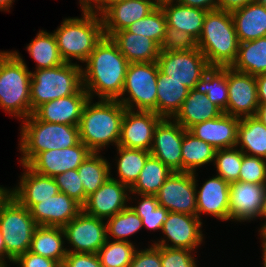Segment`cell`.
Instances as JSON below:
<instances>
[{"label": "cell", "instance_id": "obj_23", "mask_svg": "<svg viewBox=\"0 0 266 267\" xmlns=\"http://www.w3.org/2000/svg\"><path fill=\"white\" fill-rule=\"evenodd\" d=\"M240 118L222 113L219 117L192 126L188 131L216 150L237 147Z\"/></svg>", "mask_w": 266, "mask_h": 267}, {"label": "cell", "instance_id": "obj_4", "mask_svg": "<svg viewBox=\"0 0 266 267\" xmlns=\"http://www.w3.org/2000/svg\"><path fill=\"white\" fill-rule=\"evenodd\" d=\"M82 14L81 18L64 19L53 33L60 55L66 63H72L73 58L84 63L105 36L101 15L96 12Z\"/></svg>", "mask_w": 266, "mask_h": 267}, {"label": "cell", "instance_id": "obj_7", "mask_svg": "<svg viewBox=\"0 0 266 267\" xmlns=\"http://www.w3.org/2000/svg\"><path fill=\"white\" fill-rule=\"evenodd\" d=\"M83 87L82 66L64 63L31 72L30 103L33 112L42 104L76 94Z\"/></svg>", "mask_w": 266, "mask_h": 267}, {"label": "cell", "instance_id": "obj_43", "mask_svg": "<svg viewBox=\"0 0 266 267\" xmlns=\"http://www.w3.org/2000/svg\"><path fill=\"white\" fill-rule=\"evenodd\" d=\"M140 196L138 205L131 206L136 214L141 218L144 227L153 230H161L166 220L168 210L160 206L156 195H138Z\"/></svg>", "mask_w": 266, "mask_h": 267}, {"label": "cell", "instance_id": "obj_35", "mask_svg": "<svg viewBox=\"0 0 266 267\" xmlns=\"http://www.w3.org/2000/svg\"><path fill=\"white\" fill-rule=\"evenodd\" d=\"M195 90L206 94L212 103L225 112L229 97L227 67H210L196 83Z\"/></svg>", "mask_w": 266, "mask_h": 267}, {"label": "cell", "instance_id": "obj_64", "mask_svg": "<svg viewBox=\"0 0 266 267\" xmlns=\"http://www.w3.org/2000/svg\"><path fill=\"white\" fill-rule=\"evenodd\" d=\"M263 217L266 219V207H265V211H264Z\"/></svg>", "mask_w": 266, "mask_h": 267}, {"label": "cell", "instance_id": "obj_19", "mask_svg": "<svg viewBox=\"0 0 266 267\" xmlns=\"http://www.w3.org/2000/svg\"><path fill=\"white\" fill-rule=\"evenodd\" d=\"M91 153L92 151L80 141L73 147L41 152L28 166L39 174L55 177L66 171L78 169Z\"/></svg>", "mask_w": 266, "mask_h": 267}, {"label": "cell", "instance_id": "obj_28", "mask_svg": "<svg viewBox=\"0 0 266 267\" xmlns=\"http://www.w3.org/2000/svg\"><path fill=\"white\" fill-rule=\"evenodd\" d=\"M222 113L224 112L212 103L206 94L192 89L172 119L185 130H189L192 126L219 117Z\"/></svg>", "mask_w": 266, "mask_h": 267}, {"label": "cell", "instance_id": "obj_26", "mask_svg": "<svg viewBox=\"0 0 266 267\" xmlns=\"http://www.w3.org/2000/svg\"><path fill=\"white\" fill-rule=\"evenodd\" d=\"M239 43L266 36V6L257 0L231 12Z\"/></svg>", "mask_w": 266, "mask_h": 267}, {"label": "cell", "instance_id": "obj_51", "mask_svg": "<svg viewBox=\"0 0 266 267\" xmlns=\"http://www.w3.org/2000/svg\"><path fill=\"white\" fill-rule=\"evenodd\" d=\"M13 263L18 264L19 267H61L57 261L34 254L31 251L19 255Z\"/></svg>", "mask_w": 266, "mask_h": 267}, {"label": "cell", "instance_id": "obj_57", "mask_svg": "<svg viewBox=\"0 0 266 267\" xmlns=\"http://www.w3.org/2000/svg\"><path fill=\"white\" fill-rule=\"evenodd\" d=\"M6 249H5V243L3 239L2 232L0 230V263L4 266L7 267L8 265L6 264Z\"/></svg>", "mask_w": 266, "mask_h": 267}, {"label": "cell", "instance_id": "obj_52", "mask_svg": "<svg viewBox=\"0 0 266 267\" xmlns=\"http://www.w3.org/2000/svg\"><path fill=\"white\" fill-rule=\"evenodd\" d=\"M175 2L184 6L200 8L205 11L217 9V0H175Z\"/></svg>", "mask_w": 266, "mask_h": 267}, {"label": "cell", "instance_id": "obj_9", "mask_svg": "<svg viewBox=\"0 0 266 267\" xmlns=\"http://www.w3.org/2000/svg\"><path fill=\"white\" fill-rule=\"evenodd\" d=\"M157 62L129 63L121 97L117 100L128 110L157 114ZM127 98H125V94ZM124 96V97H122Z\"/></svg>", "mask_w": 266, "mask_h": 267}, {"label": "cell", "instance_id": "obj_24", "mask_svg": "<svg viewBox=\"0 0 266 267\" xmlns=\"http://www.w3.org/2000/svg\"><path fill=\"white\" fill-rule=\"evenodd\" d=\"M26 170L23 172L19 186L8 193L13 196L22 206L28 210L39 203V200L52 198L60 192L55 179L33 171L28 165H22Z\"/></svg>", "mask_w": 266, "mask_h": 267}, {"label": "cell", "instance_id": "obj_3", "mask_svg": "<svg viewBox=\"0 0 266 267\" xmlns=\"http://www.w3.org/2000/svg\"><path fill=\"white\" fill-rule=\"evenodd\" d=\"M239 41L231 12L207 11L197 48L210 67H231L238 53Z\"/></svg>", "mask_w": 266, "mask_h": 267}, {"label": "cell", "instance_id": "obj_12", "mask_svg": "<svg viewBox=\"0 0 266 267\" xmlns=\"http://www.w3.org/2000/svg\"><path fill=\"white\" fill-rule=\"evenodd\" d=\"M65 240L73 249L68 252L98 254L107 241L104 219L86 214L83 210L63 227Z\"/></svg>", "mask_w": 266, "mask_h": 267}, {"label": "cell", "instance_id": "obj_17", "mask_svg": "<svg viewBox=\"0 0 266 267\" xmlns=\"http://www.w3.org/2000/svg\"><path fill=\"white\" fill-rule=\"evenodd\" d=\"M185 131L179 123L169 118H163L154 131L150 153L173 172L182 171V141Z\"/></svg>", "mask_w": 266, "mask_h": 267}, {"label": "cell", "instance_id": "obj_32", "mask_svg": "<svg viewBox=\"0 0 266 267\" xmlns=\"http://www.w3.org/2000/svg\"><path fill=\"white\" fill-rule=\"evenodd\" d=\"M231 68L255 77L266 74V36L239 43L237 57Z\"/></svg>", "mask_w": 266, "mask_h": 267}, {"label": "cell", "instance_id": "obj_30", "mask_svg": "<svg viewBox=\"0 0 266 267\" xmlns=\"http://www.w3.org/2000/svg\"><path fill=\"white\" fill-rule=\"evenodd\" d=\"M189 89L181 82L163 74L157 76V114L172 119L180 110Z\"/></svg>", "mask_w": 266, "mask_h": 267}, {"label": "cell", "instance_id": "obj_31", "mask_svg": "<svg viewBox=\"0 0 266 267\" xmlns=\"http://www.w3.org/2000/svg\"><path fill=\"white\" fill-rule=\"evenodd\" d=\"M65 234L62 227L40 226L34 231L30 250L32 253L57 261L62 265L68 248H64Z\"/></svg>", "mask_w": 266, "mask_h": 267}, {"label": "cell", "instance_id": "obj_8", "mask_svg": "<svg viewBox=\"0 0 266 267\" xmlns=\"http://www.w3.org/2000/svg\"><path fill=\"white\" fill-rule=\"evenodd\" d=\"M37 226L30 211L7 193L0 201V230L9 262L30 250Z\"/></svg>", "mask_w": 266, "mask_h": 267}, {"label": "cell", "instance_id": "obj_38", "mask_svg": "<svg viewBox=\"0 0 266 267\" xmlns=\"http://www.w3.org/2000/svg\"><path fill=\"white\" fill-rule=\"evenodd\" d=\"M99 154L92 152L77 169L86 197L97 191L111 177L110 163Z\"/></svg>", "mask_w": 266, "mask_h": 267}, {"label": "cell", "instance_id": "obj_61", "mask_svg": "<svg viewBox=\"0 0 266 267\" xmlns=\"http://www.w3.org/2000/svg\"><path fill=\"white\" fill-rule=\"evenodd\" d=\"M9 189H6L2 186H0V201L5 197V195L8 193Z\"/></svg>", "mask_w": 266, "mask_h": 267}, {"label": "cell", "instance_id": "obj_33", "mask_svg": "<svg viewBox=\"0 0 266 267\" xmlns=\"http://www.w3.org/2000/svg\"><path fill=\"white\" fill-rule=\"evenodd\" d=\"M238 146L246 155L266 159V126L255 116L240 119Z\"/></svg>", "mask_w": 266, "mask_h": 267}, {"label": "cell", "instance_id": "obj_54", "mask_svg": "<svg viewBox=\"0 0 266 267\" xmlns=\"http://www.w3.org/2000/svg\"><path fill=\"white\" fill-rule=\"evenodd\" d=\"M259 104H266V74L255 77Z\"/></svg>", "mask_w": 266, "mask_h": 267}, {"label": "cell", "instance_id": "obj_41", "mask_svg": "<svg viewBox=\"0 0 266 267\" xmlns=\"http://www.w3.org/2000/svg\"><path fill=\"white\" fill-rule=\"evenodd\" d=\"M137 248L131 241H109L100 248L98 256L103 267H129Z\"/></svg>", "mask_w": 266, "mask_h": 267}, {"label": "cell", "instance_id": "obj_29", "mask_svg": "<svg viewBox=\"0 0 266 267\" xmlns=\"http://www.w3.org/2000/svg\"><path fill=\"white\" fill-rule=\"evenodd\" d=\"M111 39L129 63L157 62L159 45L152 39L128 32L126 29L115 32Z\"/></svg>", "mask_w": 266, "mask_h": 267}, {"label": "cell", "instance_id": "obj_47", "mask_svg": "<svg viewBox=\"0 0 266 267\" xmlns=\"http://www.w3.org/2000/svg\"><path fill=\"white\" fill-rule=\"evenodd\" d=\"M197 48V40L189 33L177 30L172 27L166 28L159 50L167 51H189Z\"/></svg>", "mask_w": 266, "mask_h": 267}, {"label": "cell", "instance_id": "obj_39", "mask_svg": "<svg viewBox=\"0 0 266 267\" xmlns=\"http://www.w3.org/2000/svg\"><path fill=\"white\" fill-rule=\"evenodd\" d=\"M117 151V154L119 153V158L116 159L119 179L111 178L131 188L138 180L151 153L142 149H129L122 146H117Z\"/></svg>", "mask_w": 266, "mask_h": 267}, {"label": "cell", "instance_id": "obj_46", "mask_svg": "<svg viewBox=\"0 0 266 267\" xmlns=\"http://www.w3.org/2000/svg\"><path fill=\"white\" fill-rule=\"evenodd\" d=\"M53 178L55 179L60 192L67 194L81 206L86 203L87 197L85 196L84 188L77 169L66 171Z\"/></svg>", "mask_w": 266, "mask_h": 267}, {"label": "cell", "instance_id": "obj_55", "mask_svg": "<svg viewBox=\"0 0 266 267\" xmlns=\"http://www.w3.org/2000/svg\"><path fill=\"white\" fill-rule=\"evenodd\" d=\"M79 3L82 12H96L101 15V0H79Z\"/></svg>", "mask_w": 266, "mask_h": 267}, {"label": "cell", "instance_id": "obj_40", "mask_svg": "<svg viewBox=\"0 0 266 267\" xmlns=\"http://www.w3.org/2000/svg\"><path fill=\"white\" fill-rule=\"evenodd\" d=\"M106 232L107 239L112 237L114 241H129L134 233L143 228L141 218L136 214L131 206H127L121 212L107 219ZM111 235V236H109Z\"/></svg>", "mask_w": 266, "mask_h": 267}, {"label": "cell", "instance_id": "obj_15", "mask_svg": "<svg viewBox=\"0 0 266 267\" xmlns=\"http://www.w3.org/2000/svg\"><path fill=\"white\" fill-rule=\"evenodd\" d=\"M265 207L266 185L243 181L230 183L229 220L250 222L258 217L263 218Z\"/></svg>", "mask_w": 266, "mask_h": 267}, {"label": "cell", "instance_id": "obj_10", "mask_svg": "<svg viewBox=\"0 0 266 267\" xmlns=\"http://www.w3.org/2000/svg\"><path fill=\"white\" fill-rule=\"evenodd\" d=\"M157 64L163 74L181 82L189 90L195 89L196 83L210 68L198 48L189 51H160Z\"/></svg>", "mask_w": 266, "mask_h": 267}, {"label": "cell", "instance_id": "obj_20", "mask_svg": "<svg viewBox=\"0 0 266 267\" xmlns=\"http://www.w3.org/2000/svg\"><path fill=\"white\" fill-rule=\"evenodd\" d=\"M160 0H126L111 4L102 14L104 35L111 37L115 32L125 30L134 22L146 17Z\"/></svg>", "mask_w": 266, "mask_h": 267}, {"label": "cell", "instance_id": "obj_5", "mask_svg": "<svg viewBox=\"0 0 266 267\" xmlns=\"http://www.w3.org/2000/svg\"><path fill=\"white\" fill-rule=\"evenodd\" d=\"M31 71L17 51H0V107L11 116L26 119L32 114Z\"/></svg>", "mask_w": 266, "mask_h": 267}, {"label": "cell", "instance_id": "obj_21", "mask_svg": "<svg viewBox=\"0 0 266 267\" xmlns=\"http://www.w3.org/2000/svg\"><path fill=\"white\" fill-rule=\"evenodd\" d=\"M29 211L37 225L63 228L82 211V206L67 194L59 192L52 198L39 200Z\"/></svg>", "mask_w": 266, "mask_h": 267}, {"label": "cell", "instance_id": "obj_37", "mask_svg": "<svg viewBox=\"0 0 266 267\" xmlns=\"http://www.w3.org/2000/svg\"><path fill=\"white\" fill-rule=\"evenodd\" d=\"M26 49L37 63L36 70L54 68L65 63L60 55L57 41L53 33L44 30L39 31Z\"/></svg>", "mask_w": 266, "mask_h": 267}, {"label": "cell", "instance_id": "obj_62", "mask_svg": "<svg viewBox=\"0 0 266 267\" xmlns=\"http://www.w3.org/2000/svg\"><path fill=\"white\" fill-rule=\"evenodd\" d=\"M263 251V267H266V248H262Z\"/></svg>", "mask_w": 266, "mask_h": 267}, {"label": "cell", "instance_id": "obj_1", "mask_svg": "<svg viewBox=\"0 0 266 267\" xmlns=\"http://www.w3.org/2000/svg\"><path fill=\"white\" fill-rule=\"evenodd\" d=\"M85 63L86 67L82 68L83 88L90 99L96 95L106 100L121 97L129 62L111 37L104 36Z\"/></svg>", "mask_w": 266, "mask_h": 267}, {"label": "cell", "instance_id": "obj_45", "mask_svg": "<svg viewBox=\"0 0 266 267\" xmlns=\"http://www.w3.org/2000/svg\"><path fill=\"white\" fill-rule=\"evenodd\" d=\"M239 181L266 185V159L243 153Z\"/></svg>", "mask_w": 266, "mask_h": 267}, {"label": "cell", "instance_id": "obj_22", "mask_svg": "<svg viewBox=\"0 0 266 267\" xmlns=\"http://www.w3.org/2000/svg\"><path fill=\"white\" fill-rule=\"evenodd\" d=\"M89 99L90 96L82 87L76 94L40 105L33 115L44 122L78 126Z\"/></svg>", "mask_w": 266, "mask_h": 267}, {"label": "cell", "instance_id": "obj_18", "mask_svg": "<svg viewBox=\"0 0 266 267\" xmlns=\"http://www.w3.org/2000/svg\"><path fill=\"white\" fill-rule=\"evenodd\" d=\"M130 188L113 178H109L97 191L87 197L82 210L93 217L106 219L121 212L130 197Z\"/></svg>", "mask_w": 266, "mask_h": 267}, {"label": "cell", "instance_id": "obj_6", "mask_svg": "<svg viewBox=\"0 0 266 267\" xmlns=\"http://www.w3.org/2000/svg\"><path fill=\"white\" fill-rule=\"evenodd\" d=\"M24 120L19 144L22 165H28L41 152L73 147L80 142L78 126L40 121L33 114Z\"/></svg>", "mask_w": 266, "mask_h": 267}, {"label": "cell", "instance_id": "obj_59", "mask_svg": "<svg viewBox=\"0 0 266 267\" xmlns=\"http://www.w3.org/2000/svg\"><path fill=\"white\" fill-rule=\"evenodd\" d=\"M14 0H0V10L9 11Z\"/></svg>", "mask_w": 266, "mask_h": 267}, {"label": "cell", "instance_id": "obj_11", "mask_svg": "<svg viewBox=\"0 0 266 267\" xmlns=\"http://www.w3.org/2000/svg\"><path fill=\"white\" fill-rule=\"evenodd\" d=\"M196 172L175 171L156 194L157 201L169 212L197 216Z\"/></svg>", "mask_w": 266, "mask_h": 267}, {"label": "cell", "instance_id": "obj_13", "mask_svg": "<svg viewBox=\"0 0 266 267\" xmlns=\"http://www.w3.org/2000/svg\"><path fill=\"white\" fill-rule=\"evenodd\" d=\"M202 224L197 216L168 212L161 229L168 241L164 237L161 241L158 240L157 243H153V245L195 251L194 249L199 247L204 239L201 231ZM169 241L171 245L168 244Z\"/></svg>", "mask_w": 266, "mask_h": 267}, {"label": "cell", "instance_id": "obj_53", "mask_svg": "<svg viewBox=\"0 0 266 267\" xmlns=\"http://www.w3.org/2000/svg\"><path fill=\"white\" fill-rule=\"evenodd\" d=\"M255 0H217V9L233 12Z\"/></svg>", "mask_w": 266, "mask_h": 267}, {"label": "cell", "instance_id": "obj_50", "mask_svg": "<svg viewBox=\"0 0 266 267\" xmlns=\"http://www.w3.org/2000/svg\"><path fill=\"white\" fill-rule=\"evenodd\" d=\"M61 267H103L98 254L68 252Z\"/></svg>", "mask_w": 266, "mask_h": 267}, {"label": "cell", "instance_id": "obj_49", "mask_svg": "<svg viewBox=\"0 0 266 267\" xmlns=\"http://www.w3.org/2000/svg\"><path fill=\"white\" fill-rule=\"evenodd\" d=\"M129 267H162L161 246L152 244L149 248L137 249Z\"/></svg>", "mask_w": 266, "mask_h": 267}, {"label": "cell", "instance_id": "obj_56", "mask_svg": "<svg viewBox=\"0 0 266 267\" xmlns=\"http://www.w3.org/2000/svg\"><path fill=\"white\" fill-rule=\"evenodd\" d=\"M255 117L266 126V104H259Z\"/></svg>", "mask_w": 266, "mask_h": 267}, {"label": "cell", "instance_id": "obj_48", "mask_svg": "<svg viewBox=\"0 0 266 267\" xmlns=\"http://www.w3.org/2000/svg\"><path fill=\"white\" fill-rule=\"evenodd\" d=\"M189 249L169 248L161 246L162 267H197L195 257Z\"/></svg>", "mask_w": 266, "mask_h": 267}, {"label": "cell", "instance_id": "obj_63", "mask_svg": "<svg viewBox=\"0 0 266 267\" xmlns=\"http://www.w3.org/2000/svg\"><path fill=\"white\" fill-rule=\"evenodd\" d=\"M259 3L264 4L266 6V0H257Z\"/></svg>", "mask_w": 266, "mask_h": 267}, {"label": "cell", "instance_id": "obj_58", "mask_svg": "<svg viewBox=\"0 0 266 267\" xmlns=\"http://www.w3.org/2000/svg\"><path fill=\"white\" fill-rule=\"evenodd\" d=\"M126 0H101V14L111 5Z\"/></svg>", "mask_w": 266, "mask_h": 267}, {"label": "cell", "instance_id": "obj_14", "mask_svg": "<svg viewBox=\"0 0 266 267\" xmlns=\"http://www.w3.org/2000/svg\"><path fill=\"white\" fill-rule=\"evenodd\" d=\"M228 104L224 112L237 118L255 116L259 105L255 76L227 67Z\"/></svg>", "mask_w": 266, "mask_h": 267}, {"label": "cell", "instance_id": "obj_34", "mask_svg": "<svg viewBox=\"0 0 266 267\" xmlns=\"http://www.w3.org/2000/svg\"><path fill=\"white\" fill-rule=\"evenodd\" d=\"M173 171L159 159L150 155L139 175L138 180L130 188L133 195H156Z\"/></svg>", "mask_w": 266, "mask_h": 267}, {"label": "cell", "instance_id": "obj_44", "mask_svg": "<svg viewBox=\"0 0 266 267\" xmlns=\"http://www.w3.org/2000/svg\"><path fill=\"white\" fill-rule=\"evenodd\" d=\"M242 160L243 152L238 147L217 149L214 158L217 176L229 184L239 181Z\"/></svg>", "mask_w": 266, "mask_h": 267}, {"label": "cell", "instance_id": "obj_2", "mask_svg": "<svg viewBox=\"0 0 266 267\" xmlns=\"http://www.w3.org/2000/svg\"><path fill=\"white\" fill-rule=\"evenodd\" d=\"M125 110L118 100L99 99L92 104L89 99L78 125L80 141L94 153L110 143L117 147Z\"/></svg>", "mask_w": 266, "mask_h": 267}, {"label": "cell", "instance_id": "obj_25", "mask_svg": "<svg viewBox=\"0 0 266 267\" xmlns=\"http://www.w3.org/2000/svg\"><path fill=\"white\" fill-rule=\"evenodd\" d=\"M230 184L219 176H213L205 181L202 187L196 188L197 217L200 213L213 215L219 220L228 221Z\"/></svg>", "mask_w": 266, "mask_h": 267}, {"label": "cell", "instance_id": "obj_16", "mask_svg": "<svg viewBox=\"0 0 266 267\" xmlns=\"http://www.w3.org/2000/svg\"><path fill=\"white\" fill-rule=\"evenodd\" d=\"M163 118L153 111L125 110L118 146L150 151L154 131Z\"/></svg>", "mask_w": 266, "mask_h": 267}, {"label": "cell", "instance_id": "obj_42", "mask_svg": "<svg viewBox=\"0 0 266 267\" xmlns=\"http://www.w3.org/2000/svg\"><path fill=\"white\" fill-rule=\"evenodd\" d=\"M166 28L167 22L165 14L160 5H158L146 17L134 22L127 27L126 30L136 35L146 36L160 45L166 33Z\"/></svg>", "mask_w": 266, "mask_h": 267}, {"label": "cell", "instance_id": "obj_27", "mask_svg": "<svg viewBox=\"0 0 266 267\" xmlns=\"http://www.w3.org/2000/svg\"><path fill=\"white\" fill-rule=\"evenodd\" d=\"M159 5L165 14L167 27L187 32L198 40L207 11L181 5L175 0H160Z\"/></svg>", "mask_w": 266, "mask_h": 267}, {"label": "cell", "instance_id": "obj_60", "mask_svg": "<svg viewBox=\"0 0 266 267\" xmlns=\"http://www.w3.org/2000/svg\"><path fill=\"white\" fill-rule=\"evenodd\" d=\"M259 232L261 235L260 237H262L261 247L266 248V221L264 222L263 226L260 228Z\"/></svg>", "mask_w": 266, "mask_h": 267}, {"label": "cell", "instance_id": "obj_36", "mask_svg": "<svg viewBox=\"0 0 266 267\" xmlns=\"http://www.w3.org/2000/svg\"><path fill=\"white\" fill-rule=\"evenodd\" d=\"M216 149L185 131L182 141V171L196 172L197 167L214 162Z\"/></svg>", "mask_w": 266, "mask_h": 267}]
</instances>
